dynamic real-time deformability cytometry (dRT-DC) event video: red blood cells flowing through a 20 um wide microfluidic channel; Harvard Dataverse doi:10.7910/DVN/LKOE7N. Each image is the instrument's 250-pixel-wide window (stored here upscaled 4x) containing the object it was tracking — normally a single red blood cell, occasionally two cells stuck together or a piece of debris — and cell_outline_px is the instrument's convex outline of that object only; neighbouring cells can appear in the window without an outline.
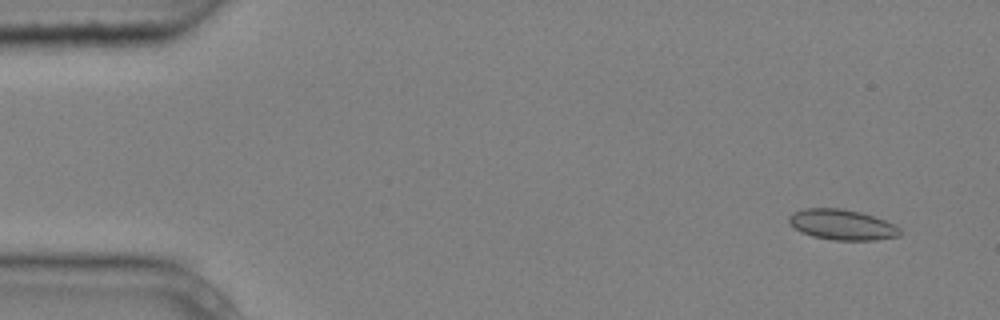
{"species": "common noctule bat (a hibernating species)", "species_latin": "Nyctalus noctula", "temperature_condition": "cold", "stored_images_in_passage": 5, "camera_frame_rate_fps": 3000, "um_per_image_px": 0.085, "animal": {"sex": "male", "body_mass_g": 20.4}, "frame": {"image": 1, "passage_image": 1, "time_ms": 0.0, "image_size_px": [1000, 320], "cell_outline_px": [[900, 236], [872, 240], [832, 240], [812, 236], [800, 232], [788, 220], [788, 216], [792, 212], [804, 208], [840, 208], [860, 212], [884, 220], [900, 228]], "centroid_in_image_um": [71.54, 19.09], "position_along_channel_um": 13.5, "area_um2": 19.59}}
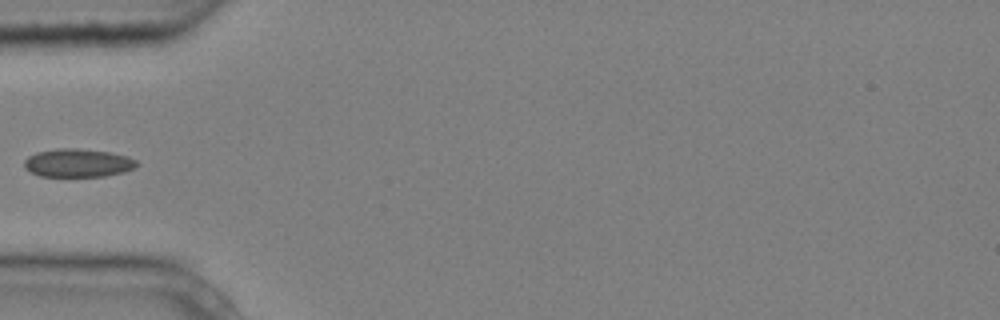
{"frame": {"image": 2, "passage_image": 4, "time_ms": 1.0, "image_size_px": [1000, 320], "cell_outline_px": [[140, 164], [124, 172], [104, 176], [40, 176], [24, 168], [24, 160], [28, 156], [36, 152], [56, 148], [76, 148], [108, 152], [124, 156], [136, 160]], "centroid_in_image_um": [6.58, 13.84], "position_along_channel_um": 78.4, "area_um2": 18.44}}
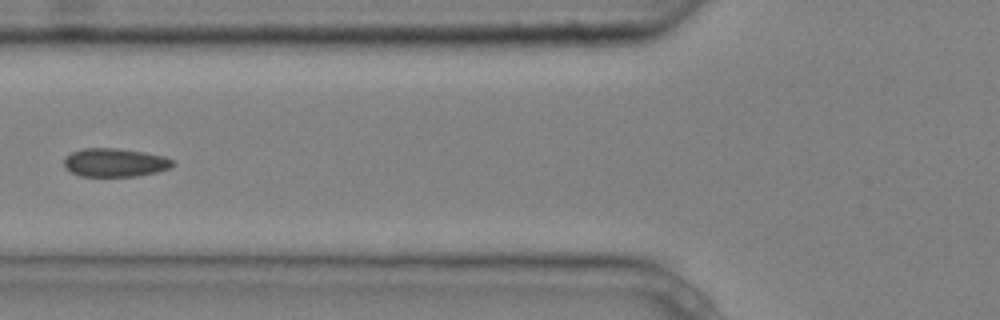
{"frame": {"image": 3, "passage_image": 5, "time_ms": 1.333, "image_size_px": [1000, 320], "cell_outline_px": [[176, 164], [168, 168], [156, 172], [136, 176], [80, 176], [64, 168], [64, 156], [72, 152], [84, 148], [116, 148], [144, 152], [164, 156], [172, 160]], "centroid_in_image_um": [9.74, 13.81], "position_along_channel_um": 116.1, "area_um2": 18.03}}